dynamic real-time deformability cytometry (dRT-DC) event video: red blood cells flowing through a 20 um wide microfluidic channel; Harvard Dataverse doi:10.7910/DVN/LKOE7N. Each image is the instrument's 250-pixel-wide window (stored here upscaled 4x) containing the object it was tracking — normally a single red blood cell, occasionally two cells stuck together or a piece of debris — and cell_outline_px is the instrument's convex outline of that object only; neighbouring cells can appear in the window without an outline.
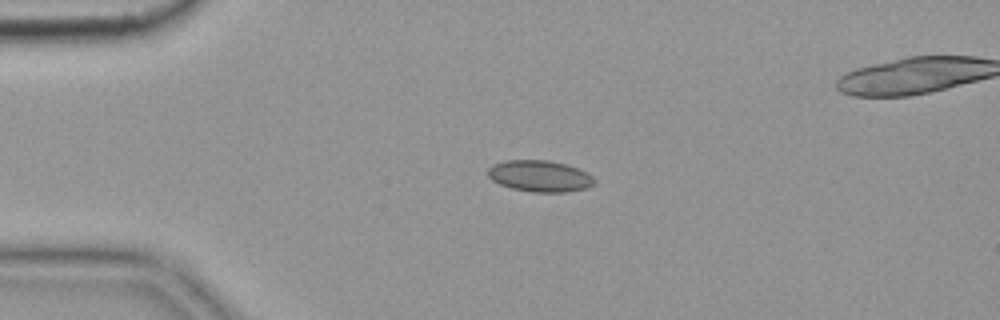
{"species": "common noctule bat (a hibernating species)", "species_latin": "Nyctalus noctula", "temperature_condition": "cold", "stored_images_in_passage": 4, "camera_frame_rate_fps": 3000, "um_per_image_px": 0.085, "animal": {"sex": "female", "body_mass_g": 19.9}, "frame": {"image": 1, "passage_image": 2, "time_ms": 0.333, "image_size_px": [1000, 320], "cell_outline_px": [[596, 180], [592, 184], [584, 188], [564, 192], [532, 192], [512, 188], [500, 184], [492, 180], [488, 176], [488, 168], [492, 164], [504, 160], [548, 160], [564, 164], [588, 172]], "centroid_in_image_um": [45.85, 14.95], "position_along_channel_um": 39.2, "area_um2": 19.36}}